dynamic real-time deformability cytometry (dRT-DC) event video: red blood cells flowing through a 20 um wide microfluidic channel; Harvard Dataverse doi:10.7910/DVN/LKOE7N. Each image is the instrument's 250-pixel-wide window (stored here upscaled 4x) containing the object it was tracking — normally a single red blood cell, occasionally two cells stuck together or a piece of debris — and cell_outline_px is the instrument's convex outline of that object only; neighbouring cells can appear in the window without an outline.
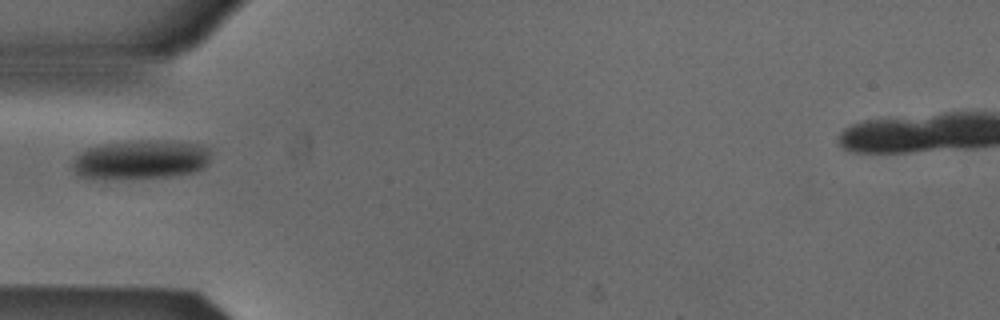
{"species": "Egyptian fruit bat (a non-hibernating species)", "species_latin": "Rousettus aegyptiacus", "temperature_condition": "cold", "stored_images_in_passage": 2, "camera_frame_rate_fps": 3000, "um_per_image_px": 0.085, "animal": {"sex": "male"}, "frame": {"image": 1, "passage_image": 1, "time_ms": 0.0, "image_size_px": [1000, 320], "cell_outline_px": [[212, 152], [208, 164], [204, 168], [196, 172], [172, 176], [104, 180], [80, 176], [72, 168], [72, 164], [76, 156], [80, 152], [88, 148], [104, 144], [136, 140], [156, 140], [200, 144], [208, 148]], "centroid_in_image_um": [11.99, 13.58], "position_along_channel_um": 73.0, "area_um2": 32.02}}